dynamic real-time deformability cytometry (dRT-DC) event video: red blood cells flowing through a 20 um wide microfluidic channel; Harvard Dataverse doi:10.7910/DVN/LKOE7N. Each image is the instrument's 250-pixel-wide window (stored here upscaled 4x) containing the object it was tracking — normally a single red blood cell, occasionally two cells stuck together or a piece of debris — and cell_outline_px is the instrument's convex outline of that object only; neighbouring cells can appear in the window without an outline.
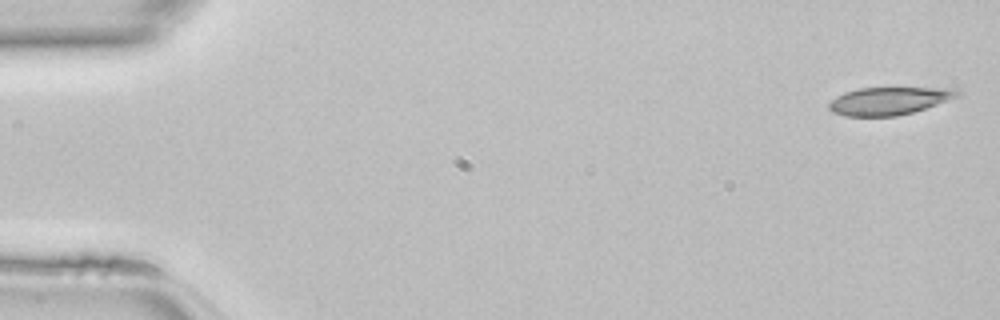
{"species": "common noctule bat (a hibernating species)", "species_latin": "Nyctalus noctula", "temperature_condition": "room temperature", "stored_images_in_passage": 46, "camera_frame_rate_fps": 3000, "um_per_image_px": 0.085, "animal": {"sex": "female", "body_mass_g": 22.7, "forearm_length_mm": 54.2}, "frame": {"image": 1, "passage_image": 1, "time_ms": 0.0, "image_size_px": [1000, 320], "cell_outline_px": [[960, 96], [912, 112], [896, 116], [844, 116], [832, 112], [828, 108], [828, 104], [836, 96], [844, 92], [856, 88], [956, 88], [960, 92]], "centroid_in_image_um": [75.53, 8.57], "position_along_channel_um": 9.5, "area_um2": 20.69}}
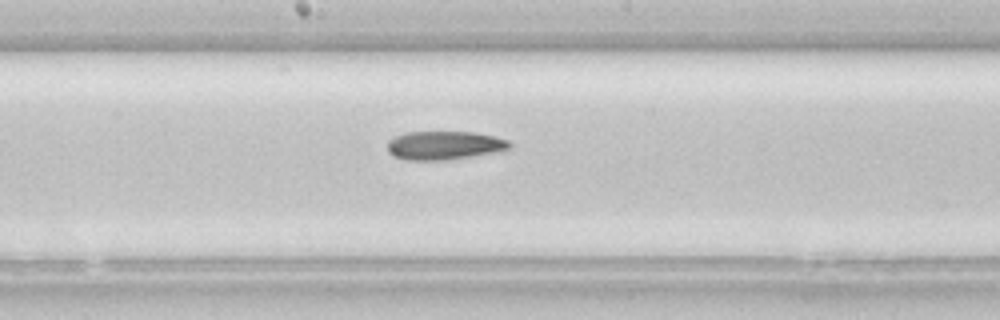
{"frame": {"image": 2, "passage_image": 24, "time_ms": 7.667, "image_size_px": [1000, 320], "cell_outline_px": [[512, 148], [496, 152], [448, 160], [404, 160], [392, 156], [388, 152], [388, 140], [404, 132], [472, 132], [496, 136], [508, 140], [512, 144]], "centroid_in_image_um": [37.77, 12.36], "position_along_channel_um": 210.4, "area_um2": 20.58}}
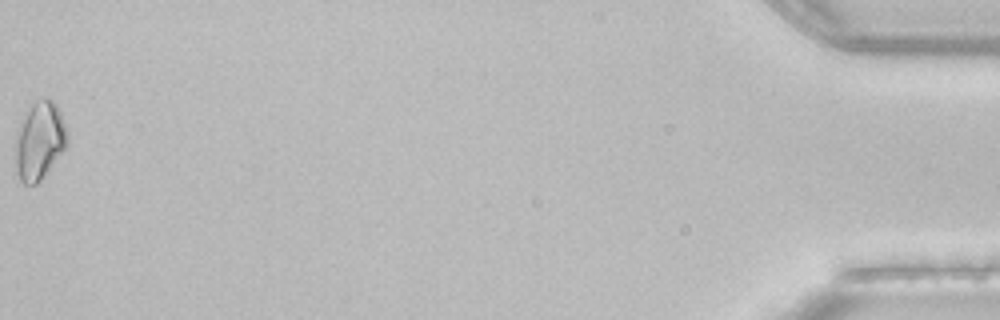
{"frame": {"image": 3, "passage_image": 46, "time_ms": 15.0, "image_size_px": [1000, 320], "cell_outline_px": [[68, 144], [40, 180], [36, 184], [24, 184], [20, 180], [16, 172], [16, 132], [20, 120], [24, 112], [36, 100], [48, 96], [56, 104], [60, 112], [68, 132]], "centroid_in_image_um": [3.35, 11.91], "position_along_channel_um": 431.8, "area_um2": 23.7}}